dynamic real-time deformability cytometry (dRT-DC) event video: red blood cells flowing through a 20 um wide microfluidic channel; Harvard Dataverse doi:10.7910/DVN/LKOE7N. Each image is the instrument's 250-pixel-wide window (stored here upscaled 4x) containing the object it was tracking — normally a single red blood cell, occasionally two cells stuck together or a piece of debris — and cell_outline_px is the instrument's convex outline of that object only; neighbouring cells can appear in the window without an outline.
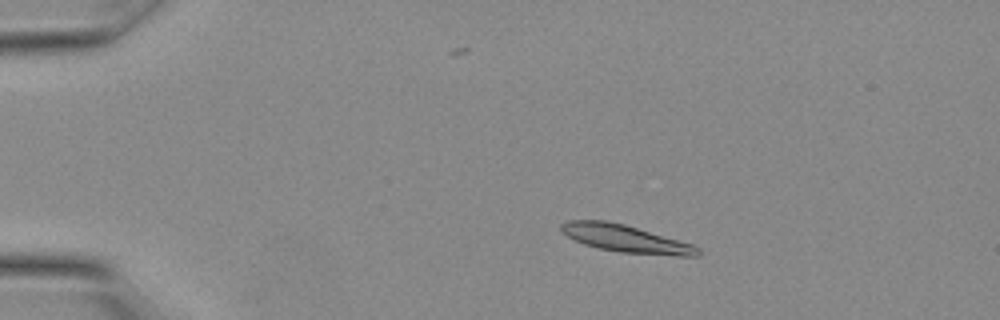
{"species": "Egyptian fruit bat (a non-hibernating species)", "species_latin": "Rousettus aegyptiacus", "temperature_condition": "warm", "stored_images_in_passage": 10, "camera_frame_rate_fps": 3000, "um_per_image_px": 0.085, "animal": {"sex": "female"}, "frame": {"image": 1, "passage_image": 1, "time_ms": 0.0, "image_size_px": [1000, 320], "cell_outline_px": [[700, 256], [676, 256], [620, 252], [600, 248], [584, 244], [568, 236], [560, 228], [560, 224], [568, 220], [608, 220], [624, 224], [692, 244], [700, 248]], "centroid_in_image_um": [53.2, 20.28], "position_along_channel_um": 31.8, "area_um2": 21.62}}
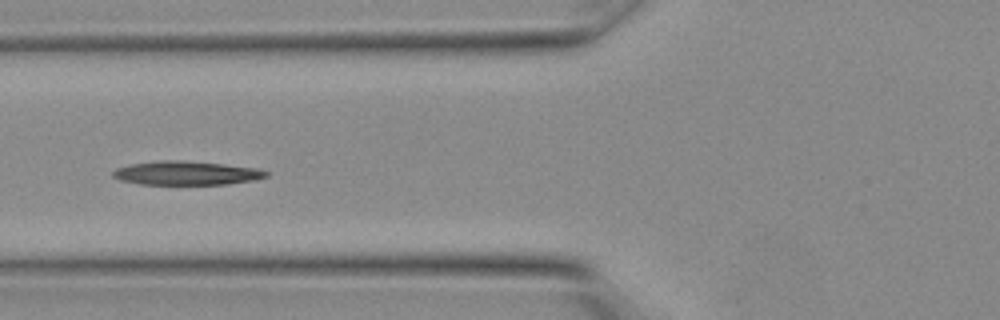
{"frame": {"image": 2, "passage_image": 7, "time_ms": 2.0, "image_size_px": [1000, 320], "cell_outline_px": [[268, 176], [252, 180], [224, 184], [140, 184], [120, 180], [112, 176], [112, 172], [116, 168], [132, 164], [160, 160], [184, 160], [224, 164], [260, 168], [268, 172]], "centroid_in_image_um": [15.84, 14.7], "position_along_channel_um": 110.0, "area_um2": 21.21}}
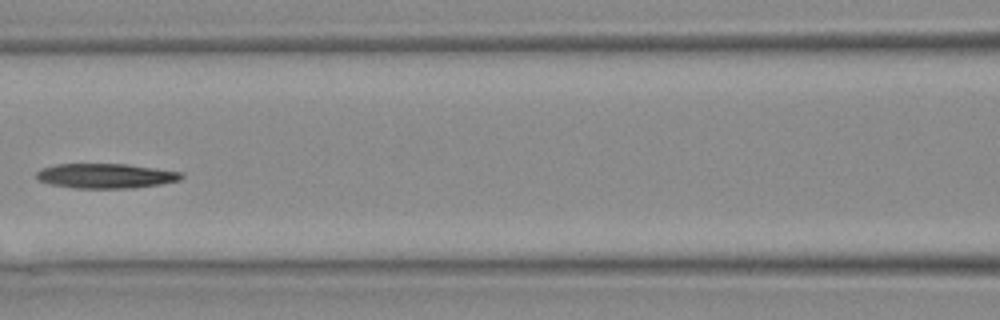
{"frame": {"image": 3, "passage_image": 9, "time_ms": 2.667, "image_size_px": [1000, 320], "cell_outline_px": [[184, 176], [180, 180], [160, 184], [132, 188], [76, 188], [52, 184], [40, 180], [36, 176], [36, 172], [44, 168], [56, 164], [128, 164], [184, 172]], "centroid_in_image_um": [9.05, 14.94], "position_along_channel_um": 157.5, "area_um2": 20.81}}